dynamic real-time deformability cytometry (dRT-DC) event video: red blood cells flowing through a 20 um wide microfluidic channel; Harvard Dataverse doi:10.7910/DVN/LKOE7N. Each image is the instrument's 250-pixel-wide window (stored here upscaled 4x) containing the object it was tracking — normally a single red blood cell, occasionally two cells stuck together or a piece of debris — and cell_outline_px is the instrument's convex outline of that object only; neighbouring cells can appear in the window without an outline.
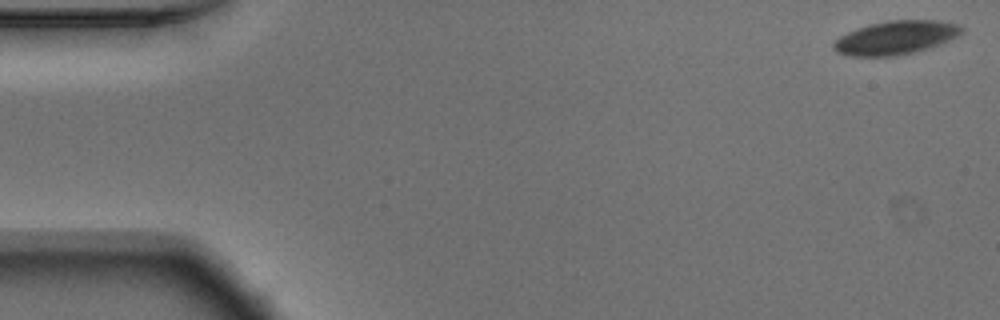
{"species": "Egyptian fruit bat (a non-hibernating species)", "species_latin": "Rousettus aegyptiacus", "temperature_condition": "warm", "stored_images_in_passage": 51, "camera_frame_rate_fps": 3000, "um_per_image_px": 0.085, "animal": {"sex": "male"}, "frame": {"image": 1, "passage_image": 1, "time_ms": 0.0, "image_size_px": [1000, 320], "cell_outline_px": [[964, 28], [956, 36], [948, 40], [928, 48], [912, 52], [892, 56], [852, 56], [836, 52], [832, 44], [840, 36], [848, 32], [868, 24], [888, 20], [936, 20], [960, 24]], "centroid_in_image_um": [76.11, 3.18], "position_along_channel_um": 8.9, "area_um2": 24.8}}
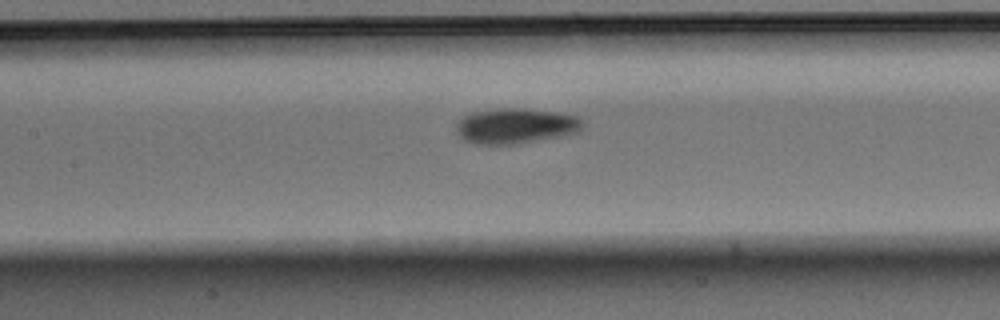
{"frame": {"image": 2, "passage_image": 24, "time_ms": 7.667, "image_size_px": [1000, 320], "cell_outline_px": [[584, 124], [580, 132], [560, 136], [512, 144], [476, 144], [464, 140], [456, 132], [456, 124], [464, 116], [472, 112], [500, 108], [524, 108], [560, 112], [576, 116]], "centroid_in_image_um": [43.83, 10.69], "position_along_channel_um": 163.6, "area_um2": 26.01}}
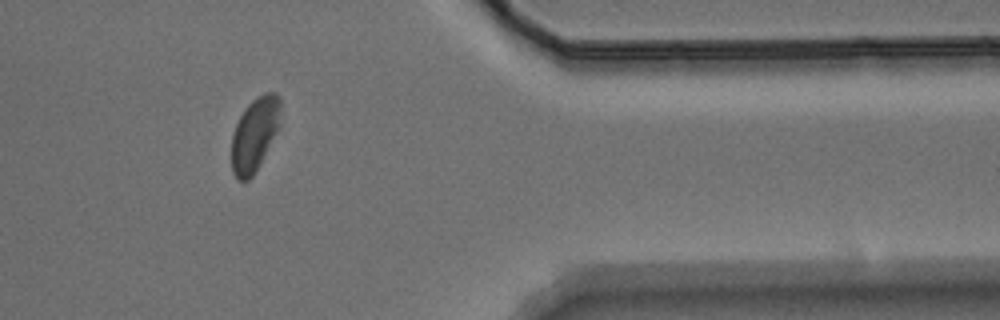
{"frame": {"image": 3, "passage_image": 44, "time_ms": 14.333, "image_size_px": [1000, 320], "cell_outline_px": [[280, 124], [256, 172], [248, 180], [236, 180], [232, 172], [232, 136], [236, 124], [244, 108], [256, 96], [264, 92], [276, 92], [280, 96]], "centroid_in_image_um": [21.65, 11.39], "position_along_channel_um": 389.8, "area_um2": 21.1}, "authors_computed_cell_mechanics": {"area_um2": 24.5072, "velocity_mm_per_s": 3.7165, "shape_relaxation_time_tau1_ms": 3.5602, "shape_relaxation_time_tau2_ms": 5.2887, "deformation_change_tau1": 0.1029, "deformation_change_tau2": 0.0939}}